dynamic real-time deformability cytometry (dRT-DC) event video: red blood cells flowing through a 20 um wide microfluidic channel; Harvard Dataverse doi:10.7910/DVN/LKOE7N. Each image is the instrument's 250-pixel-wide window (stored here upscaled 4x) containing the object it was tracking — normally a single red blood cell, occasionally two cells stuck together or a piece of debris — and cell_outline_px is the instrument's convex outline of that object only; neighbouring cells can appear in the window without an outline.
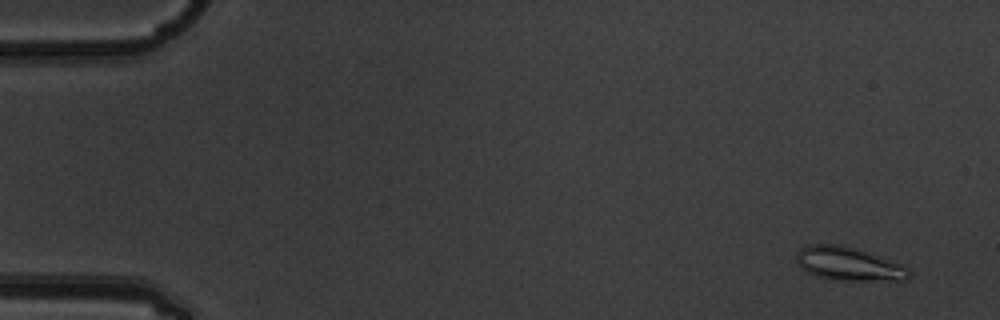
{"species": "common noctule bat (a hibernating species)", "species_latin": "Nyctalus noctula", "temperature_condition": "warm", "stored_images_in_passage": 10, "camera_frame_rate_fps": 3000, "um_per_image_px": 0.085, "animal": {"sex": "male", "body_mass_g": 19.5, "forearm_length_mm": 54.6}, "frame": {"image": 1, "passage_image": 2, "time_ms": 0.333, "image_size_px": [1000, 320], "cell_outline_px": [[912, 272], [904, 280], [832, 280], [816, 276], [808, 272], [796, 260], [796, 252], [800, 248], [812, 244], [840, 244], [856, 248], [900, 264]], "centroid_in_image_um": [72.09, 22.42], "position_along_channel_um": 12.9, "area_um2": 21.68}}
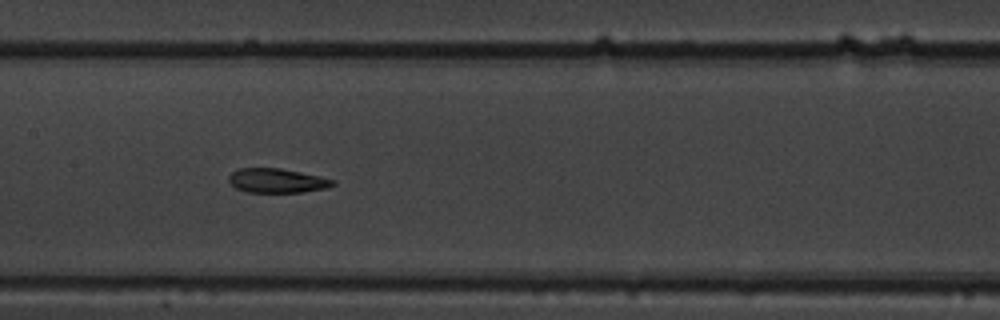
{"frame": {"image": 2, "passage_image": 9, "time_ms": 2.667, "image_size_px": [1000, 320], "cell_outline_px": [[336, 184], [328, 188], [304, 192], [248, 192], [236, 188], [228, 180], [228, 176], [232, 172], [240, 168], [280, 168], [320, 176], [336, 180]], "centroid_in_image_um": [23.58, 15.35], "position_along_channel_um": 183.8, "area_um2": 14.8}}
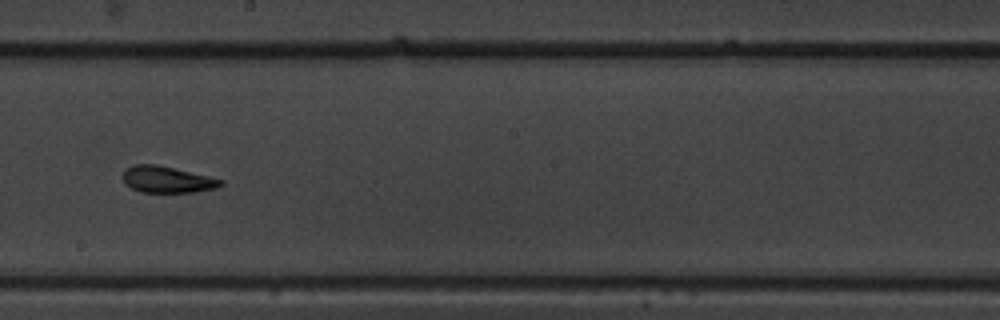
{"frame": {"image": 3, "passage_image": 10, "time_ms": 3.0, "image_size_px": [1000, 320], "cell_outline_px": [[224, 184], [216, 188], [196, 192], [140, 192], [124, 184], [124, 168], [136, 164], [156, 164], [208, 176], [224, 180]], "centroid_in_image_um": [14.2, 15.26], "position_along_channel_um": 234.0, "area_um2": 15.09}}